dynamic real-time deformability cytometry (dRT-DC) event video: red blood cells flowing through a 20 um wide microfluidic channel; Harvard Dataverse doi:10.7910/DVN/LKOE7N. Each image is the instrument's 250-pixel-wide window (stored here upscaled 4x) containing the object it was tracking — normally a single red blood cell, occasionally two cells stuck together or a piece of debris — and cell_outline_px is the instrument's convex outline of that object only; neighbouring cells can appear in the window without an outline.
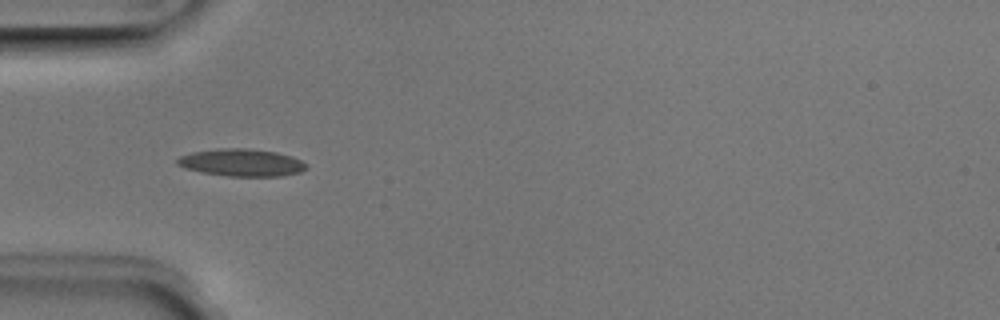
{"species": "Egyptian fruit bat (a non-hibernating species)", "species_latin": "Rousettus aegyptiacus", "temperature_condition": "room temperature", "stored_images_in_passage": 7, "camera_frame_rate_fps": 3000, "um_per_image_px": 0.085, "animal": {"sex": "male"}, "frame": {"image": 1, "passage_image": 4, "time_ms": 1.0, "image_size_px": [1000, 320], "cell_outline_px": [[308, 168], [300, 172], [280, 176], [228, 176], [200, 172], [184, 168], [176, 164], [176, 160], [180, 156], [192, 152], [216, 148], [248, 148], [276, 152], [292, 156], [308, 164]], "centroid_in_image_um": [20.53, 13.81], "position_along_channel_um": 64.5, "area_um2": 20.75}}
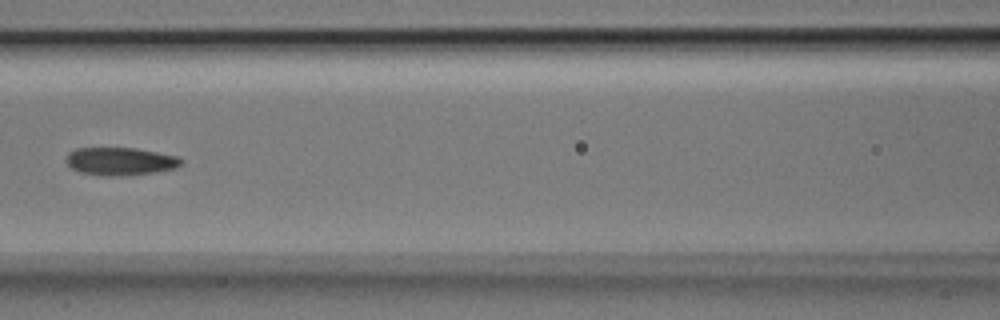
{"frame": {"image": 2, "passage_image": 6, "time_ms": 1.667, "image_size_px": [1000, 320], "cell_outline_px": [[184, 160], [176, 168], [152, 172], [120, 176], [104, 176], [80, 172], [72, 168], [64, 160], [68, 152], [76, 148], [136, 148], [176, 156]], "centroid_in_image_um": [10.18, 13.71], "position_along_channel_um": 156.4, "area_um2": 18.61}}
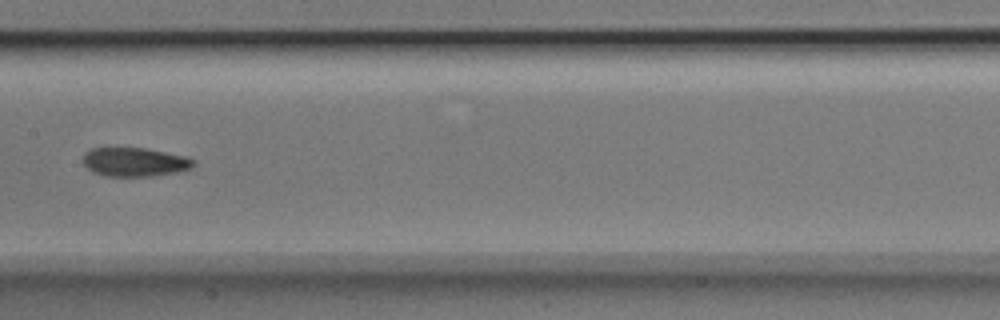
{"frame": {"image": 3, "passage_image": 7, "time_ms": 2.0, "image_size_px": [1000, 320], "cell_outline_px": [[196, 164], [192, 168], [176, 172], [152, 176], [104, 176], [92, 172], [84, 164], [84, 152], [92, 148], [144, 148], [184, 156], [196, 160]], "centroid_in_image_um": [11.45, 13.78], "position_along_channel_um": 195.9, "area_um2": 18.55}}